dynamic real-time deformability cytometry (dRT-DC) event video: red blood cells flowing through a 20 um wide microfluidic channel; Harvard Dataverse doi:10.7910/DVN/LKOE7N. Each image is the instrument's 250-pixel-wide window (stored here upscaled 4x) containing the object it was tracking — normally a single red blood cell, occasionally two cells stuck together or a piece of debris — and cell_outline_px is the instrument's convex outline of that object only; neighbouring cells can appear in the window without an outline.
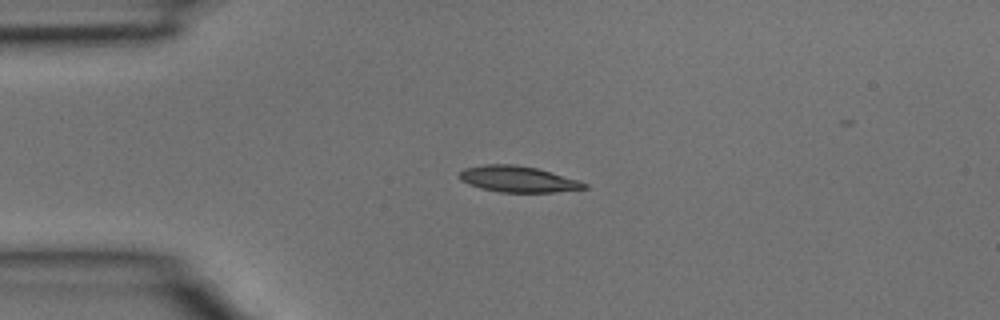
{"species": "common noctule bat (a hibernating species)", "species_latin": "Nyctalus noctula", "temperature_condition": "room temperature", "stored_images_in_passage": 28, "camera_frame_rate_fps": 3000, "um_per_image_px": 0.085, "animal": {"sex": "male", "body_mass_g": 15.6}, "frame": {"image": 1, "passage_image": 1, "time_ms": 0.0, "image_size_px": [1000, 320], "cell_outline_px": [[588, 188], [552, 192], [500, 192], [480, 188], [468, 184], [460, 180], [460, 172], [464, 168], [484, 164], [516, 164], [536, 168], [580, 180], [588, 184]], "centroid_in_image_um": [44.03, 15.22], "position_along_channel_um": 41.0, "area_um2": 19.02}}
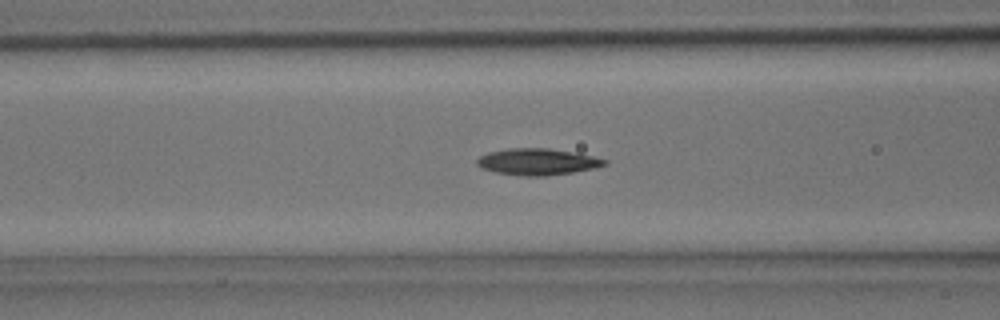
{"frame": {"image": 2, "passage_image": 7, "time_ms": 2.0, "image_size_px": [1000, 320], "cell_outline_px": [[608, 164], [596, 168], [572, 172], [544, 176], [520, 176], [496, 172], [480, 168], [476, 164], [476, 160], [480, 156], [488, 152], [508, 148], [548, 148], [572, 152], [592, 156], [608, 160]], "centroid_in_image_um": [45.66, 13.75], "position_along_channel_um": 120.9, "area_um2": 19.77}}
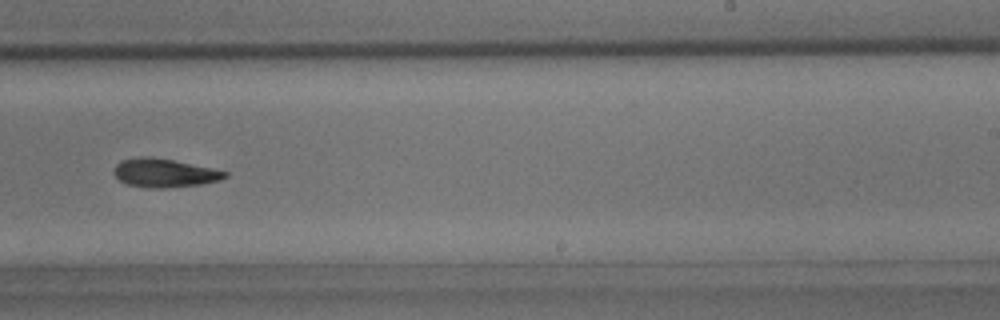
{"frame": {"image": 3, "passage_image": 16, "time_ms": 5.0, "image_size_px": [1000, 320], "cell_outline_px": [[228, 176], [220, 180], [200, 184], [164, 188], [152, 188], [128, 184], [120, 180], [112, 172], [116, 164], [120, 160], [148, 156], [172, 160], [212, 168], [228, 172]], "centroid_in_image_um": [13.97, 14.7], "position_along_channel_um": 275.0, "area_um2": 18.26}}